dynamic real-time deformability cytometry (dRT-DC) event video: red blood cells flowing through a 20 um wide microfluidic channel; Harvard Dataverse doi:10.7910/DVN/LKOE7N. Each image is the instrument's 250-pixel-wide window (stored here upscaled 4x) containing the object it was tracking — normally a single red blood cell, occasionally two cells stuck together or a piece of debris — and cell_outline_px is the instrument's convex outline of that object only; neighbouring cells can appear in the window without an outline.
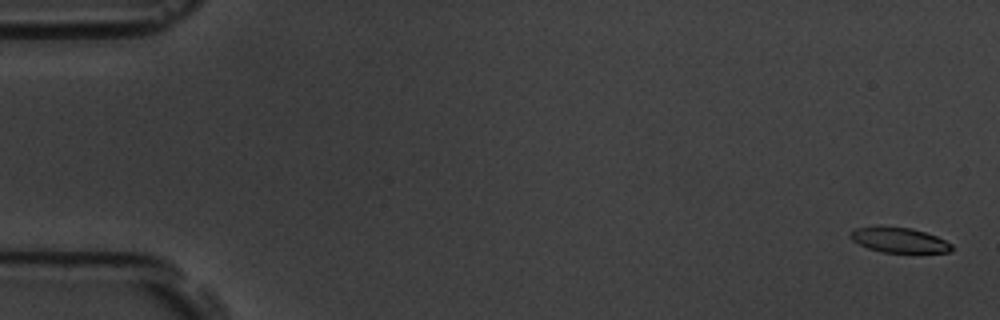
{"species": "common noctule bat (a hibernating species)", "species_latin": "Nyctalus noctula", "temperature_condition": "room temperature", "stored_images_in_passage": 11, "camera_frame_rate_fps": 3000, "um_per_image_px": 0.085, "animal": {"sex": "male", "body_mass_g": 19.5, "forearm_length_mm": 54.6}, "frame": {"image": 1, "passage_image": 1, "time_ms": 0.0, "image_size_px": [1000, 320], "cell_outline_px": [[952, 248], [948, 252], [880, 252], [868, 248], [852, 240], [848, 236], [856, 228], [912, 228], [936, 236], [952, 244]], "centroid_in_image_um": [76.44, 20.43], "position_along_channel_um": 8.6, "area_um2": 14.16}}
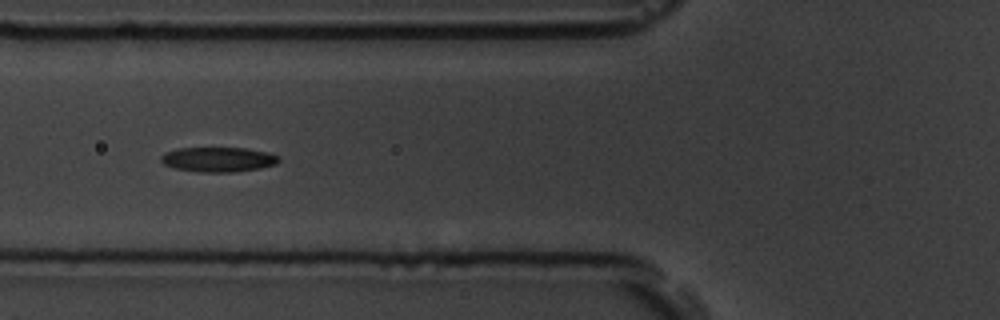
{"frame": {"image": 2, "passage_image": 7, "time_ms": 6.667, "image_size_px": [1000, 320], "cell_outline_px": [[280, 160], [276, 164], [260, 168], [232, 172], [200, 172], [176, 168], [164, 164], [160, 160], [160, 156], [164, 152], [176, 148], [244, 148], [268, 152], [276, 156]], "centroid_in_image_um": [18.51, 13.55], "position_along_channel_um": 107.3, "area_um2": 16.94}}
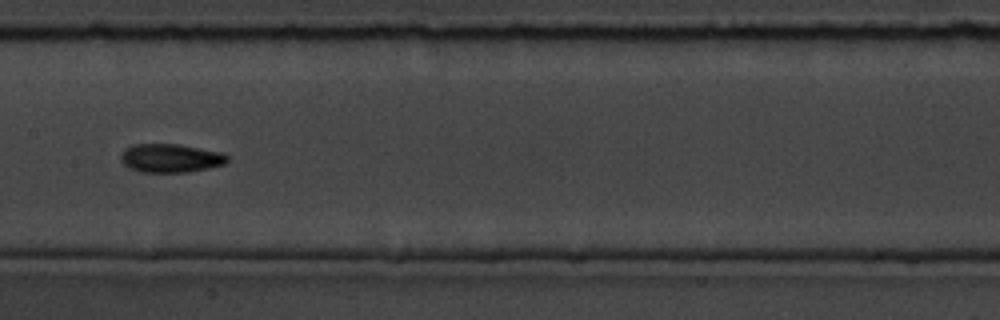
{"frame": {"image": 3, "passage_image": 9, "time_ms": 9.0, "image_size_px": [1000, 320], "cell_outline_px": [[228, 160], [224, 164], [208, 168], [188, 172], [140, 172], [128, 168], [120, 160], [120, 156], [124, 148], [132, 144], [180, 144], [224, 152], [228, 156]], "centroid_in_image_um": [14.49, 13.43], "position_along_channel_um": 192.9, "area_um2": 18.03}}